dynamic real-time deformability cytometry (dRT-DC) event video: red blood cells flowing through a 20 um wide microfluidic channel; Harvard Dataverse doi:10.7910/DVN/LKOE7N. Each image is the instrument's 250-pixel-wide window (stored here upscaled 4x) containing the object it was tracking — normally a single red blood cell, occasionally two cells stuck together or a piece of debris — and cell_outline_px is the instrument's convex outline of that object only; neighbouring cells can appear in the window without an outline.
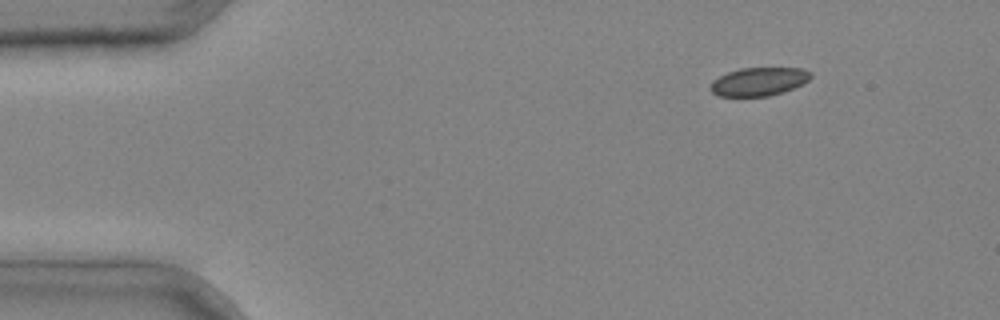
{"species": "common noctule bat (a hibernating species)", "species_latin": "Nyctalus noctula", "temperature_condition": "cold", "stored_images_in_passage": 2, "camera_frame_rate_fps": 3000, "um_per_image_px": 0.085, "animal": {"sex": "male", "body_mass_g": 20.4}, "frame": {"image": 1, "passage_image": 2, "time_ms": 0.333, "image_size_px": [1000, 320], "cell_outline_px": [[812, 76], [808, 80], [784, 92], [768, 96], [720, 96], [712, 92], [712, 80], [728, 72], [740, 68], [800, 68], [812, 72]], "centroid_in_image_um": [64.51, 6.93], "position_along_channel_um": 20.5, "area_um2": 16.36}}